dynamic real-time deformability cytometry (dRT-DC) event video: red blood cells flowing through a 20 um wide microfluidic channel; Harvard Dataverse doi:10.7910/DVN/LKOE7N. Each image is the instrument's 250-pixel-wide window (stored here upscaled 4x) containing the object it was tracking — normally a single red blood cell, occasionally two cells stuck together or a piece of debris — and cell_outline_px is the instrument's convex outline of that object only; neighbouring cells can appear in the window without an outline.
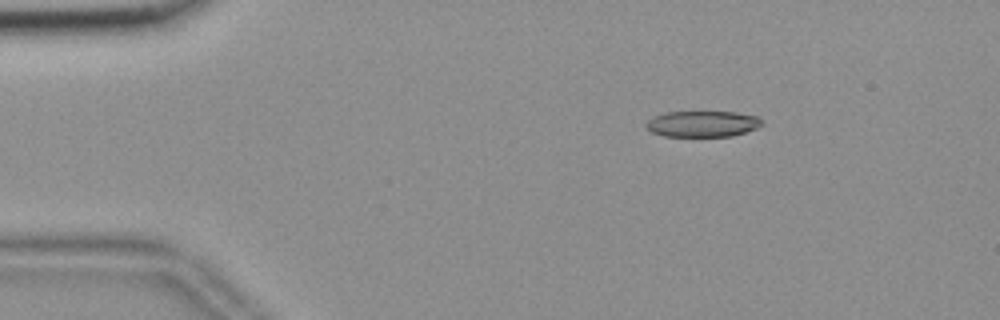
{"species": "common noctule bat (a hibernating species)", "species_latin": "Nyctalus noctula", "temperature_condition": "room temperature", "stored_images_in_passage": 49, "camera_frame_rate_fps": 3000, "um_per_image_px": 0.085, "animal": {"sex": "female", "body_mass_g": 18.4}, "frame": {"image": 1, "passage_image": 2, "time_ms": 0.333, "image_size_px": [1000, 320], "cell_outline_px": [[764, 124], [756, 128], [732, 136], [664, 136], [652, 132], [644, 124], [652, 116], [664, 112], [736, 112], [760, 116]], "centroid_in_image_um": [59.72, 10.52], "position_along_channel_um": 25.3, "area_um2": 17.69}}
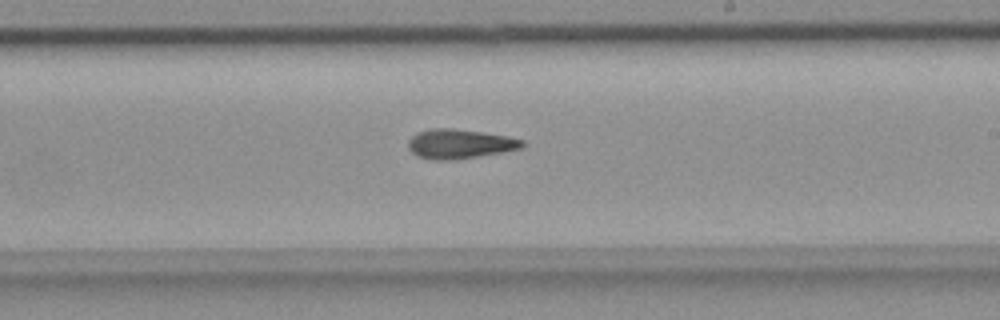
{"frame": {"image": 2, "passage_image": 26, "time_ms": 8.333, "image_size_px": [1000, 320], "cell_outline_px": [[524, 148], [452, 160], [432, 160], [416, 156], [408, 148], [408, 140], [416, 132], [432, 128], [452, 128], [508, 136], [524, 140]], "centroid_in_image_um": [39.04, 12.23], "position_along_channel_um": 250.0, "area_um2": 19.54}}
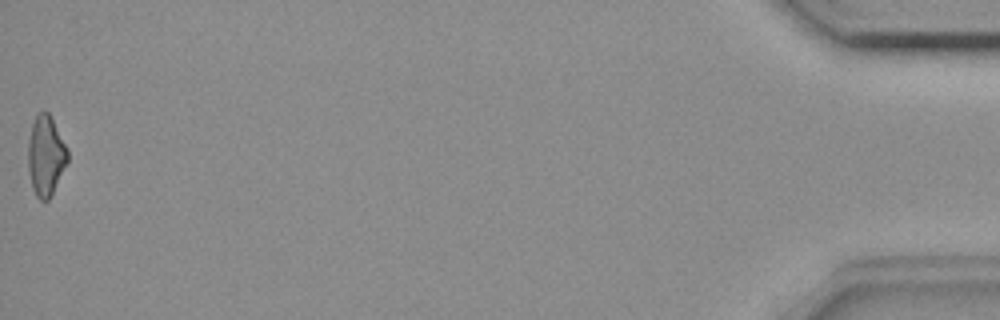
{"frame": {"image": 3, "passage_image": 49, "time_ms": 16.0, "image_size_px": [1000, 320], "cell_outline_px": [[68, 160], [48, 200], [40, 200], [36, 196], [32, 188], [28, 168], [28, 140], [32, 124], [36, 112], [44, 108], [48, 112], [68, 148]], "centroid_in_image_um": [3.87, 13.17], "position_along_channel_um": 431.3, "area_um2": 18.44}, "authors_computed_cell_mechanics": {"area_um2": 18.9006, "velocity_mm_per_s": 3.6601, "shape_relaxation_time_tau1_ms": null, "shape_relaxation_time_tau2_ms": 10.2136, "deformation_change_tau1": null, "deformation_change_tau2": 0.2611}}